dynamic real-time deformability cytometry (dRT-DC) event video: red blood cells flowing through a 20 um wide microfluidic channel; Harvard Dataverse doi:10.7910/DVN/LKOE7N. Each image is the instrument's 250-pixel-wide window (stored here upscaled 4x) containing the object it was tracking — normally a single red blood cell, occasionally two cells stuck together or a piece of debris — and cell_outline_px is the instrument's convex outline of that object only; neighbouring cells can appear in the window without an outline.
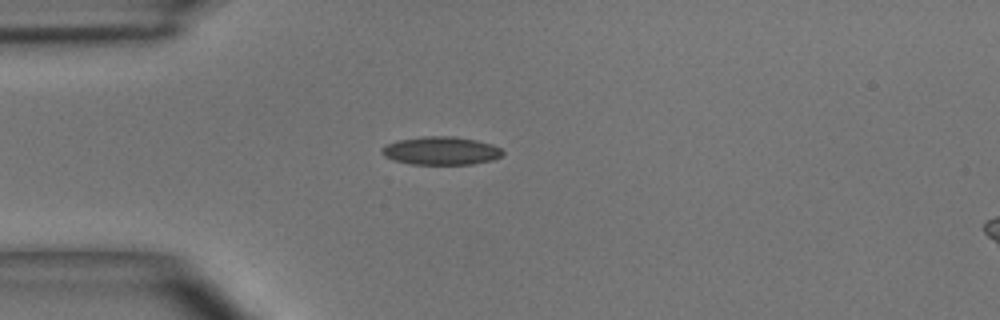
{"species": "common noctule bat (a hibernating species)", "species_latin": "Nyctalus noctula", "temperature_condition": "room temperature", "stored_images_in_passage": 37, "camera_frame_rate_fps": 3000, "um_per_image_px": 0.085, "animal": {"sex": "male", "body_mass_g": 15.6}, "frame": {"image": 1, "passage_image": 1, "time_ms": 0.0, "image_size_px": [1000, 320], "cell_outline_px": [[504, 152], [500, 156], [492, 160], [472, 164], [412, 164], [396, 160], [384, 156], [380, 152], [380, 148], [396, 140], [420, 136], [452, 136], [476, 140], [492, 144], [500, 148]], "centroid_in_image_um": [37.46, 12.8], "position_along_channel_um": 47.5, "area_um2": 19.83}}
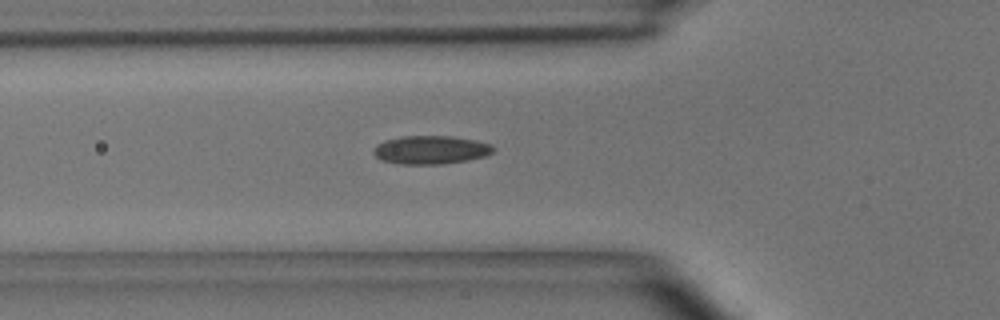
{"frame": {"image": 2, "passage_image": 5, "time_ms": 1.333, "image_size_px": [1000, 320], "cell_outline_px": [[496, 148], [492, 152], [484, 156], [468, 160], [444, 164], [400, 164], [380, 160], [372, 152], [376, 144], [384, 140], [404, 136], [452, 136], [476, 140], [492, 144]], "centroid_in_image_um": [36.61, 12.74], "position_along_channel_um": 89.2, "area_um2": 20.0}}
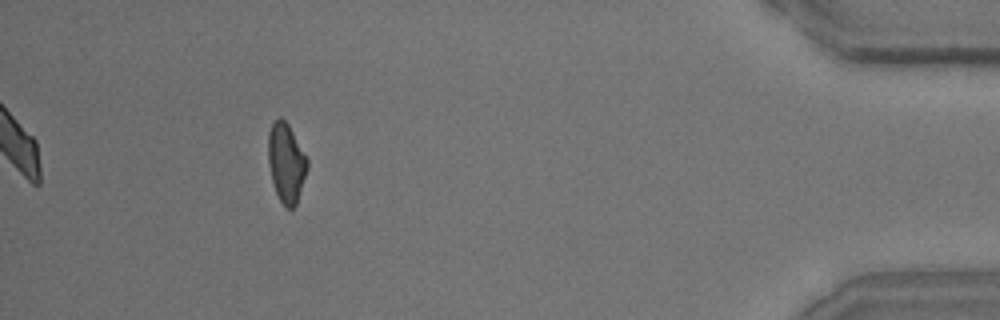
{"frame": {"image": 3, "passage_image": 33, "time_ms": 10.667, "image_size_px": [1000, 320], "cell_outline_px": [[308, 168], [296, 204], [292, 208], [284, 208], [276, 192], [272, 180], [268, 160], [268, 132], [272, 124], [280, 116], [288, 124], [308, 160]], "centroid_in_image_um": [24.32, 13.84], "position_along_channel_um": 410.9, "area_um2": 17.86}, "authors_computed_cell_mechanics": {"area_um2": 18.785, "velocity_mm_per_s": 4.0652, "shape_relaxation_time_tau1_ms": 8.1851, "shape_relaxation_time_tau2_ms": 2.7608, "deformation_change_tau1": 0.177, "deformation_change_tau2": 0.0993}}